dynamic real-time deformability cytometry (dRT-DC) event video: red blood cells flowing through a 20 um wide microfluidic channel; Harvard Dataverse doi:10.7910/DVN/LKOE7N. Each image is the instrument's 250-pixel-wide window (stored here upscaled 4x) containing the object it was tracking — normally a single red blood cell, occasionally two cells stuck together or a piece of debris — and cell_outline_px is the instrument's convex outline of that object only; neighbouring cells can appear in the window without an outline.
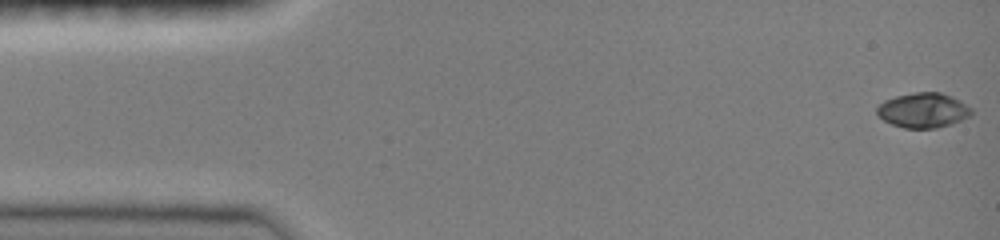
{"species": "common noctule bat (a hibernating species)", "species_latin": "Nyctalus noctula", "temperature_condition": "room temperature", "stored_images_in_passage": 47, "camera_frame_rate_fps": 3000, "um_per_image_px": 0.085, "animal": {"sex": "female", "body_mass_g": 19.0, "forearm_length_mm": 51.5}, "frame": {"image": 1, "passage_image": 1, "time_ms": 0.0, "image_size_px": [1000, 240], "cell_outline_px": [[972, 112], [968, 116], [952, 124], [936, 128], [904, 128], [892, 124], [884, 120], [876, 112], [876, 108], [884, 100], [896, 96], [916, 92], [940, 92], [952, 96], [960, 100], [972, 108]], "centroid_in_image_um": [78.47, 9.37], "position_along_channel_um": 6.5, "area_um2": 19.13}}
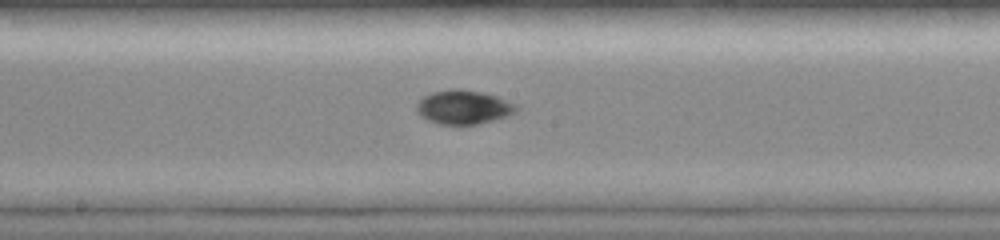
{"frame": {"image": 2, "passage_image": 25, "time_ms": 8.0, "image_size_px": [1000, 240], "cell_outline_px": [[520, 108], [516, 112], [508, 116], [496, 120], [476, 124], [440, 124], [428, 120], [420, 116], [416, 112], [416, 104], [424, 96], [432, 92], [452, 88], [460, 88], [484, 92], [496, 96], [516, 104]], "centroid_in_image_um": [39.41, 9.1], "position_along_channel_um": 208.8, "area_um2": 20.0}}
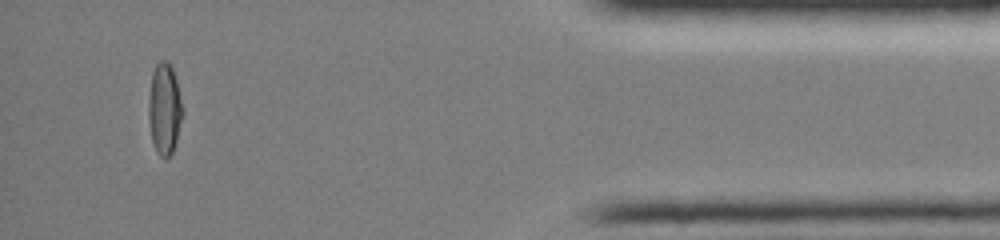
{"frame": {"image": 3, "passage_image": 44, "time_ms": 14.333, "image_size_px": [1000, 240], "cell_outline_px": [[184, 112], [176, 140], [172, 152], [164, 160], [156, 152], [152, 144], [148, 120], [148, 100], [152, 72], [156, 64], [160, 60], [168, 60], [172, 64]], "centroid_in_image_um": [13.97, 9.24], "position_along_channel_um": 421.2, "area_um2": 18.5}, "authors_computed_cell_mechanics": {"area_um2": 18.6116, "velocity_mm_per_s": 4.0776, "shape_relaxation_time_tau1_ms": 11.1418, "shape_relaxation_time_tau2_ms": 2.006, "deformation_change_tau1": 0.3082, "deformation_change_tau2": 0.0379}}